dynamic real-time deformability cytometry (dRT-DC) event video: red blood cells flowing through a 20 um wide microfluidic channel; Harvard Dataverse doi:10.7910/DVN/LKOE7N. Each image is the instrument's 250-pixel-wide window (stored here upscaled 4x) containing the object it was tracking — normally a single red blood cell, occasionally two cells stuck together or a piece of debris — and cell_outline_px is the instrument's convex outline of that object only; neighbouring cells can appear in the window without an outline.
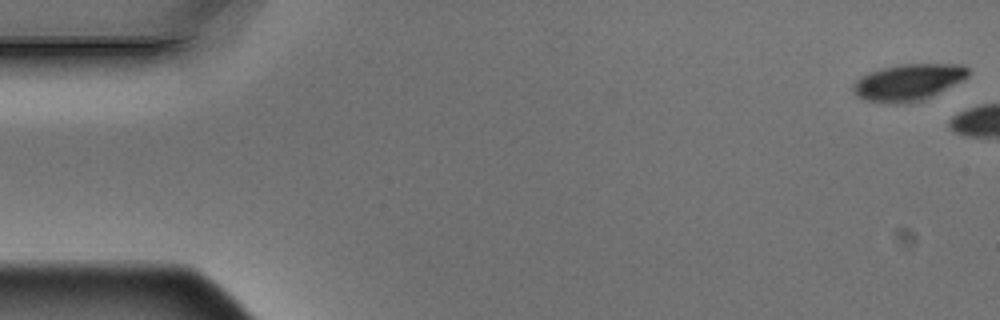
{"species": "Egyptian fruit bat (a non-hibernating species)", "species_latin": "Rousettus aegyptiacus", "temperature_condition": "warm", "stored_images_in_passage": 2, "camera_frame_rate_fps": 3000, "um_per_image_px": 0.085, "animal": {"sex": "male"}, "frame": {"image": 1, "passage_image": 1, "time_ms": 0.0, "image_size_px": [1000, 320], "cell_outline_px": [[968, 76], [964, 80], [924, 100], [912, 104], [884, 104], [864, 100], [856, 96], [852, 88], [852, 84], [860, 76], [884, 68], [900, 64], [964, 64], [968, 68]], "centroid_in_image_um": [77.2, 7.02], "position_along_channel_um": 7.8, "area_um2": 24.97}}